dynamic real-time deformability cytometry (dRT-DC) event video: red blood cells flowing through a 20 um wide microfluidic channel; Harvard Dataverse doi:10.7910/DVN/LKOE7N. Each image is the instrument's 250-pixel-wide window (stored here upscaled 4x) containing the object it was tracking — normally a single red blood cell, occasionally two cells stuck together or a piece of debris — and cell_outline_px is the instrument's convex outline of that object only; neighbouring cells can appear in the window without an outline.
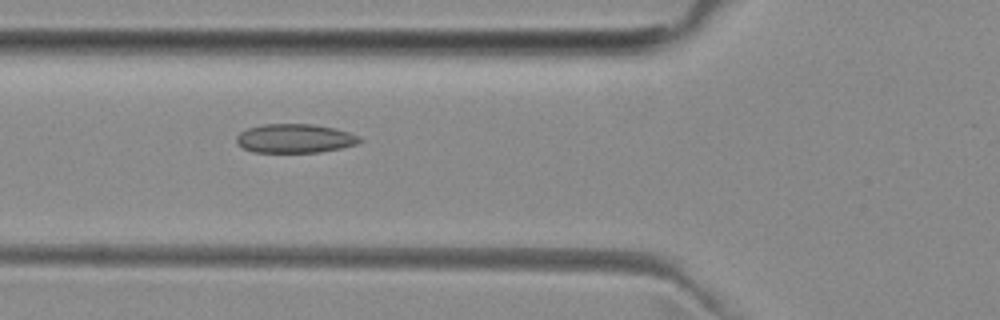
{"species": "common noctule bat (a hibernating species)", "species_latin": "Nyctalus noctula", "temperature_condition": "room temperature", "stored_images_in_passage": 2, "camera_frame_rate_fps": 3000, "um_per_image_px": 0.085, "animal": {"sex": "female", "body_mass_g": 29.2, "forearm_length_mm": 56.3}, "frame": {"image": 1, "passage_image": 2, "time_ms": 1.0, "image_size_px": [1000, 320], "cell_outline_px": [[364, 140], [356, 144], [340, 148], [320, 152], [252, 152], [236, 144], [236, 136], [240, 132], [248, 128], [264, 124], [312, 124], [336, 128], [360, 136]], "centroid_in_image_um": [25.06, 11.76], "position_along_channel_um": 100.7, "area_um2": 20.87}}